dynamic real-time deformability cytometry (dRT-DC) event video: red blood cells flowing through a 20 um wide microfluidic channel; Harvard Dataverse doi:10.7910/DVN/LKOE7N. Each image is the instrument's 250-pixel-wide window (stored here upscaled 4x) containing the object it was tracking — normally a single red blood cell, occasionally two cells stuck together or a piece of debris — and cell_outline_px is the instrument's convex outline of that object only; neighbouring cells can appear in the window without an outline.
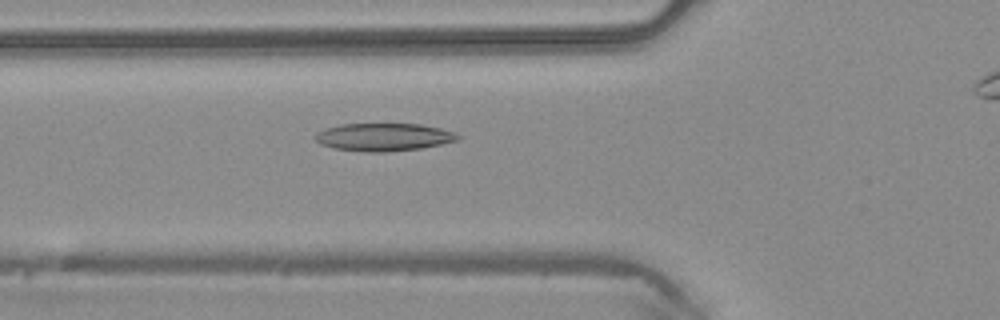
{"species": "common noctule bat (a hibernating species)", "species_latin": "Nyctalus noctula", "temperature_condition": "warm", "stored_images_in_passage": 30, "camera_frame_rate_fps": 3000, "um_per_image_px": 0.085, "animal": {"sex": "male", "body_mass_g": 20.4}, "frame": {"image": 1, "passage_image": 5, "time_ms": 1.333, "image_size_px": [1000, 320], "cell_outline_px": [[460, 140], [420, 148], [384, 152], [368, 152], [332, 148], [320, 144], [312, 136], [316, 132], [324, 128], [340, 124], [420, 124], [440, 128], [456, 132], [460, 136]], "centroid_in_image_um": [32.58, 11.64], "position_along_channel_um": 93.2, "area_um2": 23.24}}
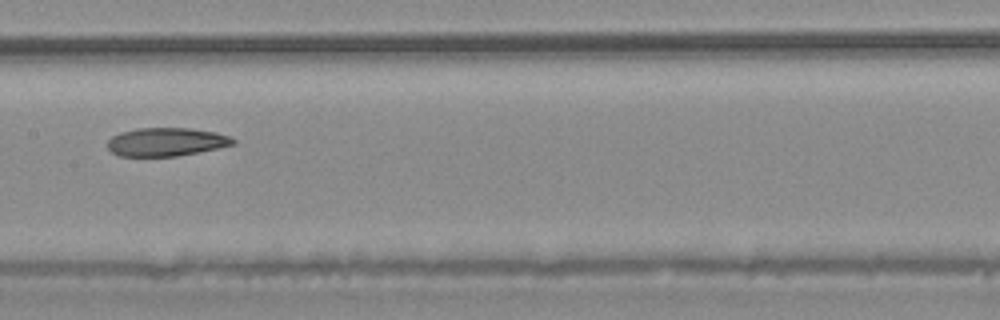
{"frame": {"image": 2, "passage_image": 12, "time_ms": 3.667, "image_size_px": [1000, 320], "cell_outline_px": [[236, 144], [176, 156], [120, 156], [112, 152], [108, 148], [108, 140], [112, 136], [120, 132], [136, 128], [192, 128], [216, 132], [228, 136], [236, 140]], "centroid_in_image_um": [14.12, 12.05], "position_along_channel_um": 193.3, "area_um2": 20.69}}
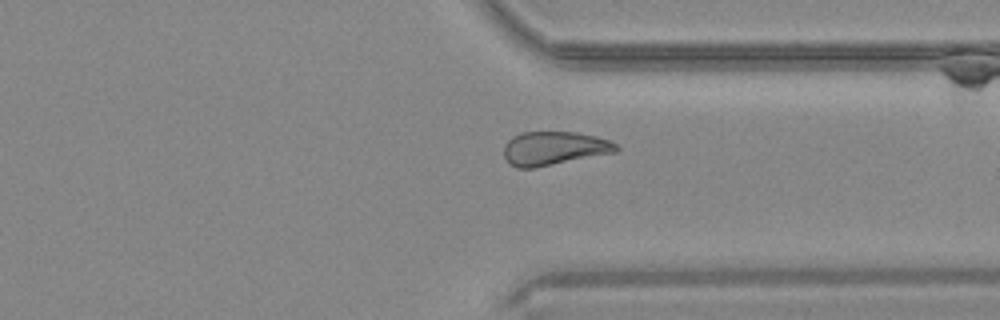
{"frame": {"image": 3, "passage_image": 24, "time_ms": 7.667, "image_size_px": [1000, 320], "cell_outline_px": [[620, 148], [616, 152], [532, 168], [516, 168], [508, 164], [504, 156], [504, 144], [512, 136], [520, 132], [576, 132], [596, 136], [608, 140], [616, 144]], "centroid_in_image_um": [47.05, 12.6], "position_along_channel_um": 364.3, "area_um2": 22.08}}